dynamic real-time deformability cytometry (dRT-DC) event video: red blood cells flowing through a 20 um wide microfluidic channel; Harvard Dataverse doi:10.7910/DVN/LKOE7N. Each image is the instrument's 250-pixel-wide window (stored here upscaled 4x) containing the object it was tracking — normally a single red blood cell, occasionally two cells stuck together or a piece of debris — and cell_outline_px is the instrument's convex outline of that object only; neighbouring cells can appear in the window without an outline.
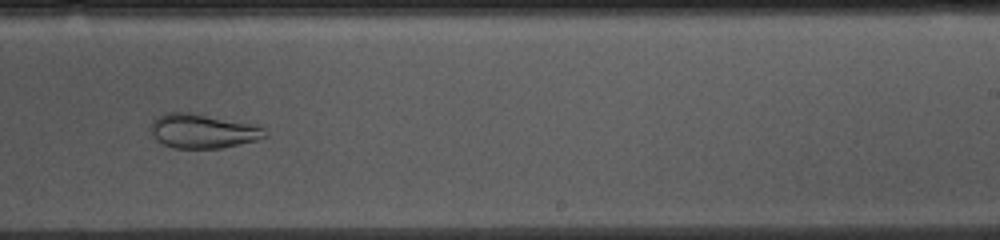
{"species": "common noctule bat (a hibernating species)", "species_latin": "Nyctalus noctula", "temperature_condition": "cold", "stored_images_in_passage": 53, "camera_frame_rate_fps": 3000, "um_per_image_px": 0.085, "animal": {"sex": "female", "body_mass_g": 10.0, "forearm_length_mm": 53.1}, "frame": {"image": 1, "passage_image": 32, "time_ms": 10.333, "image_size_px": [1000, 240], "cell_outline_px": [[268, 136], [256, 140], [220, 148], [172, 148], [156, 140], [152, 136], [152, 120], [156, 116], [164, 112], [192, 112], [252, 124], [264, 128], [268, 132]], "centroid_in_image_um": [17.21, 11.13], "position_along_channel_um": 271.8, "area_um2": 22.89}}
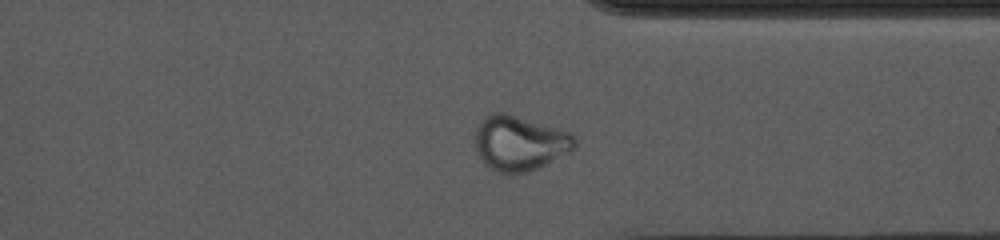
{"frame": {"image": 2, "passage_image": 40, "time_ms": 13.0, "image_size_px": [1000, 240], "cell_outline_px": [[576, 144], [572, 148], [544, 164], [528, 172], [500, 172], [492, 168], [480, 156], [476, 148], [476, 128], [484, 116], [492, 112], [504, 112], [560, 128], [572, 132], [576, 136]], "centroid_in_image_um": [44.17, 12.1], "position_along_channel_um": 367.2, "area_um2": 31.21}}
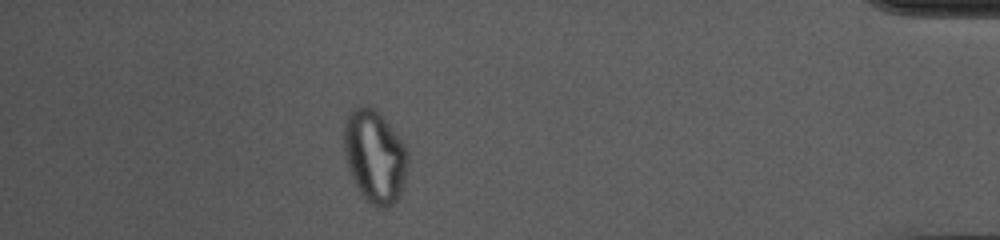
{"frame": {"image": 3, "passage_image": 47, "time_ms": 15.333, "image_size_px": [1000, 240], "cell_outline_px": [[408, 172], [400, 196], [396, 204], [388, 208], [384, 208], [372, 204], [360, 192], [348, 168], [344, 152], [344, 120], [348, 112], [356, 104], [368, 104], [380, 112], [404, 144], [408, 152]], "centroid_in_image_um": [31.86, 13.24], "position_along_channel_um": 403.3, "area_um2": 35.14}, "authors_computed_cell_mechanics": {"area_um2": 28.322, "velocity_mm_per_s": 3.6672, "shape_relaxation_time_tau1_ms": null, "shape_relaxation_time_tau2_ms": 1.7221, "deformation_change_tau1": null, "deformation_change_tau2": 0.0749}}